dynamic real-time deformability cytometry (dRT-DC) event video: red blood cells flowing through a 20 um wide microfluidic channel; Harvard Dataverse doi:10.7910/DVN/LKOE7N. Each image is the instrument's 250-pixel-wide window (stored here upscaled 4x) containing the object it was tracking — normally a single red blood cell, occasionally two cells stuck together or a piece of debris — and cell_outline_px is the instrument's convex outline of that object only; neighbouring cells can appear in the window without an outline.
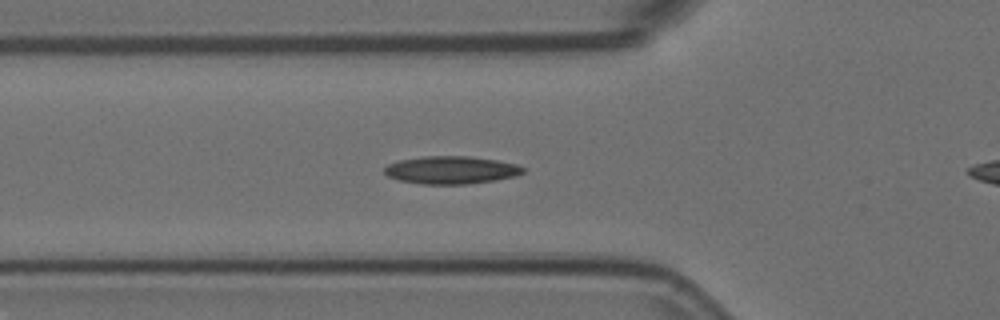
{"species": "Egyptian fruit bat (a non-hibernating species)", "species_latin": "Rousettus aegyptiacus", "temperature_condition": "room temperature", "stored_images_in_passage": 32, "camera_frame_rate_fps": 3000, "um_per_image_px": 0.085, "animal": {"sex": "female"}, "frame": {"image": 1, "passage_image": 5, "time_ms": 1.333, "image_size_px": [1000, 320], "cell_outline_px": [[524, 172], [516, 176], [496, 180], [468, 184], [420, 184], [400, 180], [388, 176], [384, 172], [384, 168], [388, 164], [400, 160], [424, 156], [468, 156], [496, 160], [516, 164], [524, 168]], "centroid_in_image_um": [38.35, 14.45], "position_along_channel_um": 87.4, "area_um2": 22.37}}
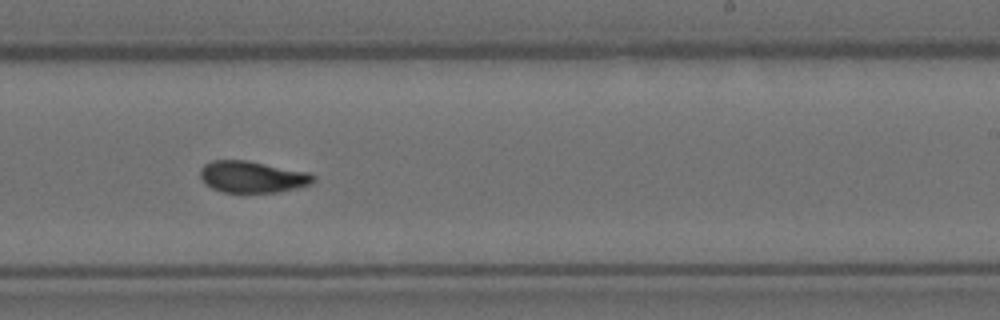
{"frame": {"image": 2, "passage_image": 20, "time_ms": 6.333, "image_size_px": [1000, 320], "cell_outline_px": [[316, 180], [312, 184], [280, 192], [224, 192], [212, 188], [204, 184], [200, 176], [200, 168], [204, 164], [212, 160], [248, 160], [308, 172], [316, 176]], "centroid_in_image_um": [21.45, 15.03], "position_along_channel_um": 267.5, "area_um2": 21.04}}
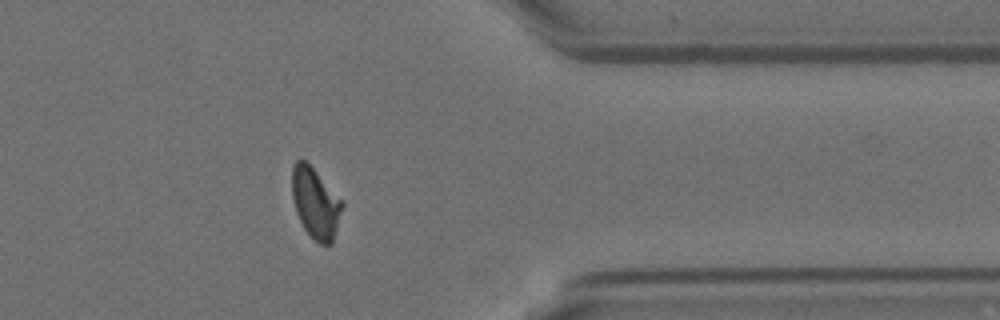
{"frame": {"image": 3, "passage_image": 31, "time_ms": 10.0, "image_size_px": [1000, 320], "cell_outline_px": [[344, 204], [332, 244], [320, 244], [304, 228], [296, 212], [292, 196], [292, 164], [296, 160], [304, 160], [312, 168]], "centroid_in_image_um": [26.79, 17.27], "position_along_channel_um": 384.6, "area_um2": 20.06}}